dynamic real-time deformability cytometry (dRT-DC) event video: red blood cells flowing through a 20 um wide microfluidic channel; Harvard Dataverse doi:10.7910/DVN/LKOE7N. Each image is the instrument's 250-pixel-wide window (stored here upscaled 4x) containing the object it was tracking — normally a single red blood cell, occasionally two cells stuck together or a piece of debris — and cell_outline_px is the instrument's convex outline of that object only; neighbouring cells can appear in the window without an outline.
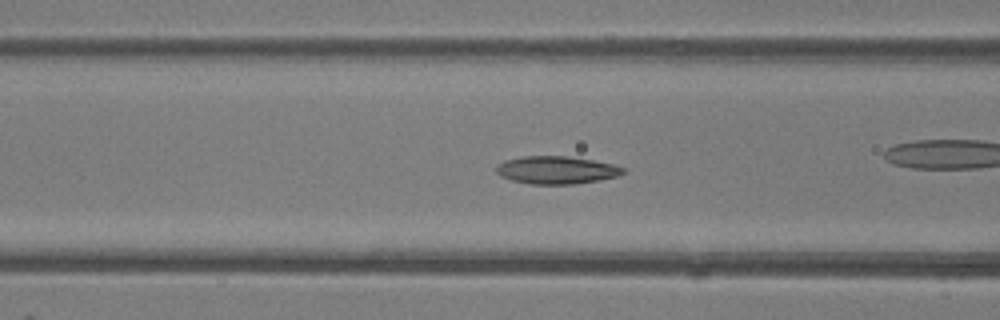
{"species": "common noctule bat (a hibernating species)", "species_latin": "Nyctalus noctula", "temperature_condition": "room temperature", "stored_images_in_passage": 41, "camera_frame_rate_fps": 3000, "um_per_image_px": 0.085, "animal": {"sex": "female"}, "frame": {"image": 1, "passage_image": 12, "time_ms": 3.667, "image_size_px": [1000, 320], "cell_outline_px": [[628, 172], [616, 176], [600, 180], [576, 184], [528, 184], [512, 180], [500, 176], [496, 172], [496, 164], [504, 160], [524, 156], [568, 156], [616, 164], [624, 168]], "centroid_in_image_um": [47.31, 14.45], "position_along_channel_um": 119.3, "area_um2": 20.75}}
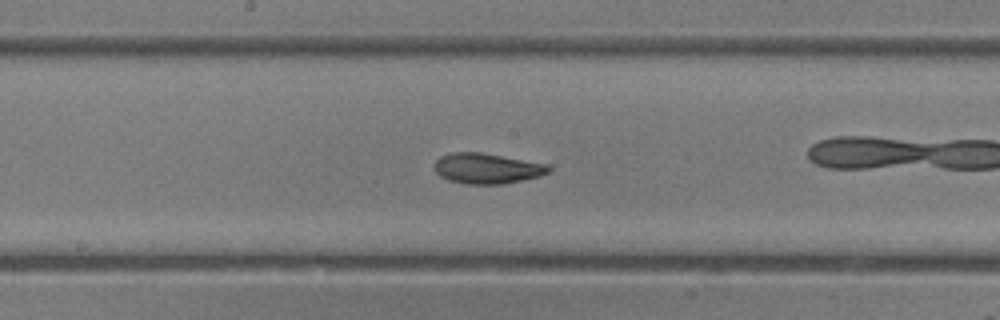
{"frame": {"image": 2, "passage_image": 18, "time_ms": 5.667, "image_size_px": [1000, 320], "cell_outline_px": [[552, 168], [548, 172], [540, 176], [504, 184], [468, 184], [448, 180], [440, 176], [432, 168], [432, 164], [440, 156], [452, 152], [480, 152], [548, 164]], "centroid_in_image_um": [41.35, 14.31], "position_along_channel_um": 206.8, "area_um2": 20.4}, "authors_computed_cell_mechanics": {"area_um2": 20.6924, "velocity_mm_per_s": 4.3754, "shape_relaxation_time_tau1_ms": 4.0683, "shape_relaxation_time_tau2_ms": 2.4542, "deformation_change_tau1": 0.1655, "deformation_change_tau2": 0.0907}}